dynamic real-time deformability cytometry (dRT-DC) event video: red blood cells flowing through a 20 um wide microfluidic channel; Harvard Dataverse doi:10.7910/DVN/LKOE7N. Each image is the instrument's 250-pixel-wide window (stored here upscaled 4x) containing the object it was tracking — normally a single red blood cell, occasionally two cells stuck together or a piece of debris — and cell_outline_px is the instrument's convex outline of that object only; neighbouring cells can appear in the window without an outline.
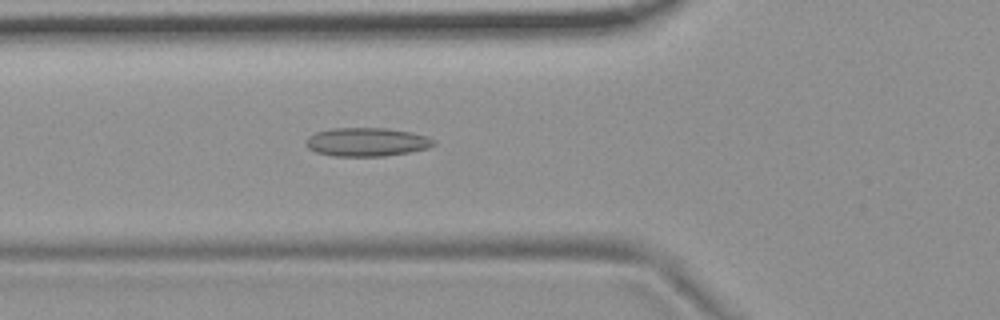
{"species": "common noctule bat (a hibernating species)", "species_latin": "Nyctalus noctula", "temperature_condition": "room temperature", "stored_images_in_passage": 5, "camera_frame_rate_fps": 3000, "um_per_image_px": 0.085, "animal": {"sex": "female", "body_mass_g": 19.9}, "frame": {"image": 1, "passage_image": 5, "time_ms": 1.333, "image_size_px": [1000, 320], "cell_outline_px": [[436, 144], [428, 148], [408, 152], [384, 156], [332, 156], [316, 152], [308, 148], [304, 144], [304, 140], [308, 136], [316, 132], [332, 128], [388, 128], [412, 132], [428, 136], [436, 140]], "centroid_in_image_um": [31.17, 12.06], "position_along_channel_um": 94.6, "area_um2": 21.56}}